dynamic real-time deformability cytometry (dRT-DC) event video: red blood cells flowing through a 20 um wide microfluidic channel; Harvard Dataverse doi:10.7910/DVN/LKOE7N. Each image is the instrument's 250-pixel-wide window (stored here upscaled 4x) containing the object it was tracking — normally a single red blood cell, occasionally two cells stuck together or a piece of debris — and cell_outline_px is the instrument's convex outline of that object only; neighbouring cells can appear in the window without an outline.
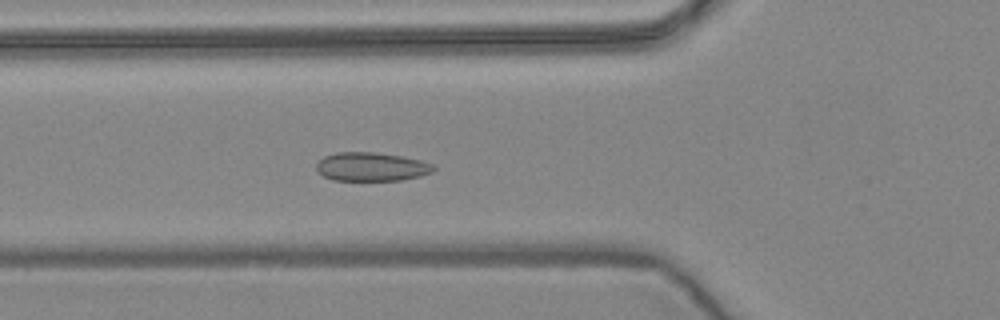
{"species": "common noctule bat (a hibernating species)", "species_latin": "Nyctalus noctula", "temperature_condition": "warm", "stored_images_in_passage": 57, "camera_frame_rate_fps": 3000, "um_per_image_px": 0.085, "animal": {"sex": "female", "body_mass_g": 24.6, "forearm_length_mm": 56.2}, "frame": {"image": 1, "passage_image": 20, "time_ms": 6.333, "image_size_px": [1000, 320], "cell_outline_px": [[436, 168], [432, 172], [420, 176], [400, 180], [332, 180], [324, 176], [316, 168], [316, 164], [324, 156], [336, 152], [372, 152], [400, 156], [420, 160], [432, 164]], "centroid_in_image_um": [31.56, 14.17], "position_along_channel_um": 94.2, "area_um2": 19.42}}
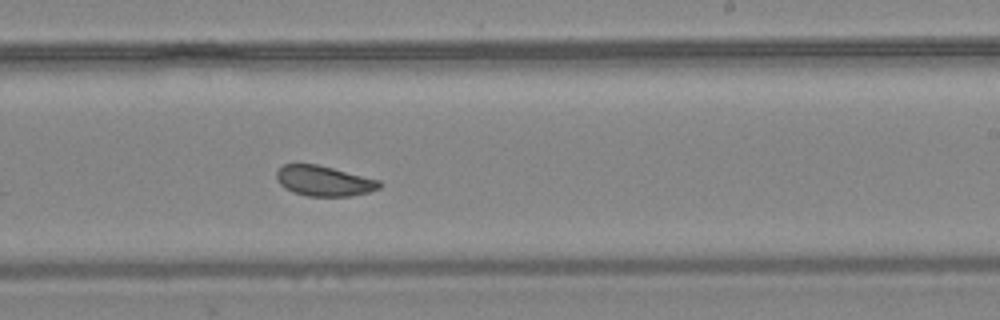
{"frame": {"image": 2, "passage_image": 34, "time_ms": 11.0, "image_size_px": [1000, 320], "cell_outline_px": [[384, 184], [380, 188], [368, 192], [352, 196], [308, 196], [292, 192], [284, 188], [276, 180], [276, 172], [284, 164], [316, 164], [380, 180]], "centroid_in_image_um": [27.54, 15.39], "position_along_channel_um": 261.5, "area_um2": 18.21}}
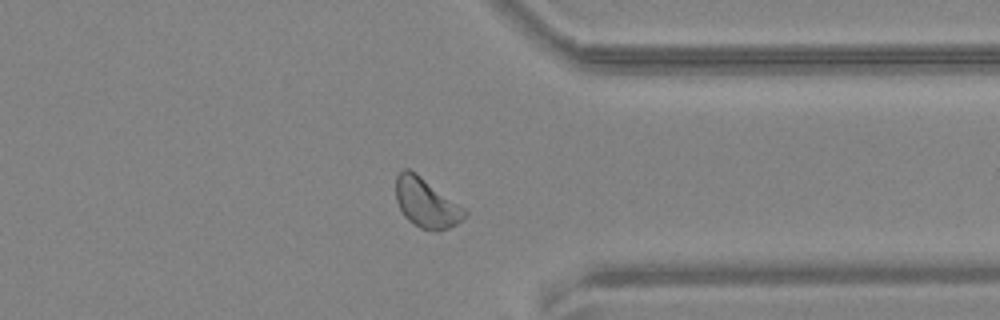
{"frame": {"image": 3, "passage_image": 44, "time_ms": 14.333, "image_size_px": [1000, 320], "cell_outline_px": [[468, 212], [456, 224], [448, 228], [436, 232], [420, 228], [408, 220], [404, 216], [396, 200], [396, 176], [404, 168], [408, 168], [416, 172], [464, 208]], "centroid_in_image_um": [36.21, 17.24], "position_along_channel_um": 375.2, "area_um2": 19.65}}